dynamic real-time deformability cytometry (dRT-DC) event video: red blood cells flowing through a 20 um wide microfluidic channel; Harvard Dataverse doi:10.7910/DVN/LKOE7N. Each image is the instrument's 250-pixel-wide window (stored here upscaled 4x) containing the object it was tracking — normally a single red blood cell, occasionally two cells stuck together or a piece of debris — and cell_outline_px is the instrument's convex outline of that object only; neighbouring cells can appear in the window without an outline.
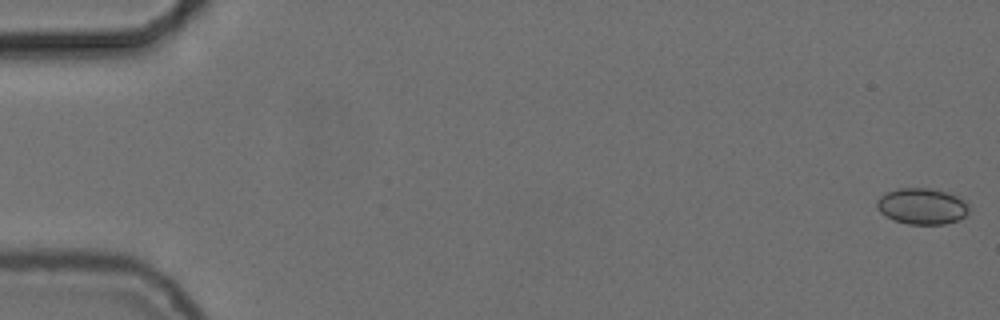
{"species": "common noctule bat (a hibernating species)", "species_latin": "Nyctalus noctula", "temperature_condition": "cold", "stored_images_in_passage": 56, "camera_frame_rate_fps": 3000, "um_per_image_px": 0.085, "animal": {"sex": "female", "body_mass_g": 24.6, "forearm_length_mm": 56.2}, "frame": {"image": 1, "passage_image": 1, "time_ms": 0.0, "image_size_px": [1000, 320], "cell_outline_px": [[972, 208], [964, 216], [956, 220], [944, 224], [908, 224], [892, 220], [884, 216], [876, 208], [876, 200], [880, 196], [888, 192], [900, 188], [928, 188], [944, 192], [968, 200]], "centroid_in_image_um": [78.38, 17.53], "position_along_channel_um": 6.6, "area_um2": 19.59}}
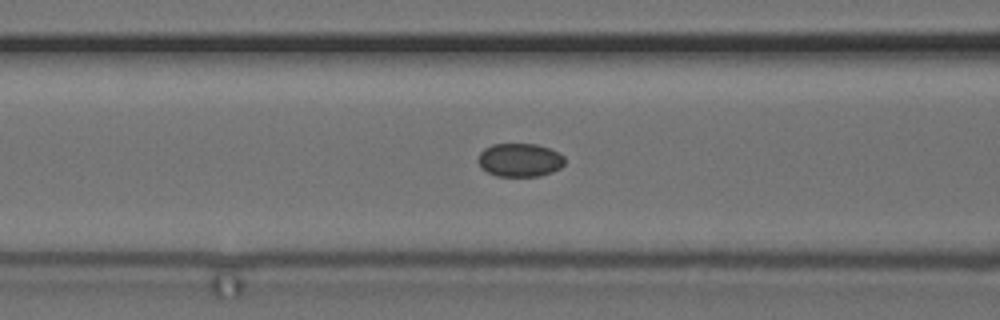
{"frame": {"image": 2, "passage_image": 23, "time_ms": 7.333, "image_size_px": [1000, 320], "cell_outline_px": [[564, 164], [560, 168], [552, 172], [540, 176], [496, 176], [480, 168], [476, 160], [480, 152], [484, 148], [492, 144], [536, 144], [548, 148], [564, 156]], "centroid_in_image_um": [44.14, 13.6], "position_along_channel_um": 122.5, "area_um2": 16.99}}
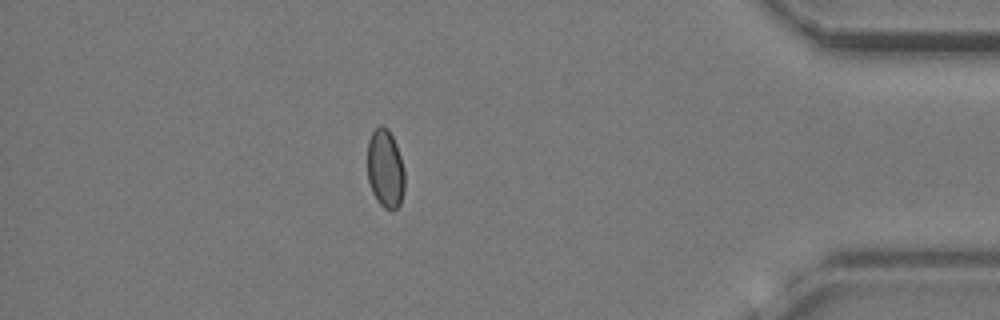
{"frame": {"image": 3, "passage_image": 49, "time_ms": 16.0, "image_size_px": [1000, 320], "cell_outline_px": [[404, 188], [400, 204], [392, 212], [384, 208], [376, 200], [372, 192], [368, 180], [368, 140], [372, 132], [380, 124], [388, 128], [396, 144], [404, 168]], "centroid_in_image_um": [32.75, 14.35], "position_along_channel_um": 402.5, "area_um2": 17.17}, "authors_computed_cell_mechanics": {"area_um2": 17.3978, "velocity_mm_per_s": 3.7129, "shape_relaxation_time_tau1_ms": 7.0853, "shape_relaxation_time_tau2_ms": 6.0624, "deformation_change_tau1": 0.0511, "deformation_change_tau2": 0.0376}}